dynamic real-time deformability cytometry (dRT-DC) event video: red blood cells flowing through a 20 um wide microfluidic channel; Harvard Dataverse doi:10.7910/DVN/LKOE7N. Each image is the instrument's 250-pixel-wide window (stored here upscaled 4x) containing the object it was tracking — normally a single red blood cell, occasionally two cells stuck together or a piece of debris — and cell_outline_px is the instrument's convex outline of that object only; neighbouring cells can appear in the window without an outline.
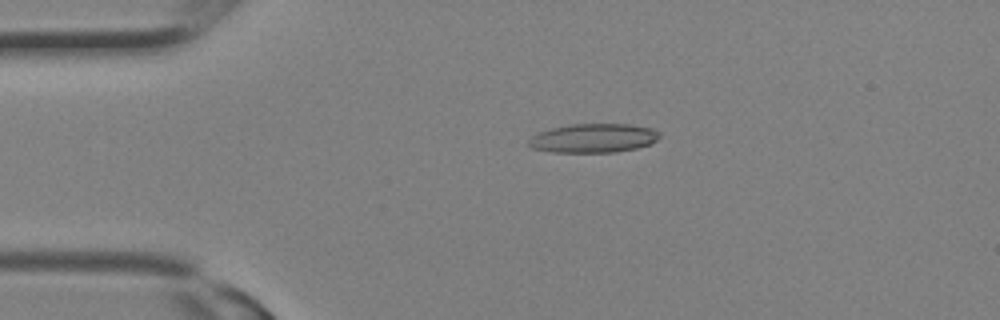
{"species": "Egyptian fruit bat (a non-hibernating species)", "species_latin": "Rousettus aegyptiacus", "temperature_condition": "room temperature", "stored_images_in_passage": 11, "camera_frame_rate_fps": 3000, "um_per_image_px": 0.085, "animal": {"sex": "female"}, "frame": {"image": 1, "passage_image": 5, "time_ms": 1.333, "image_size_px": [1000, 320], "cell_outline_px": [[660, 136], [652, 144], [636, 148], [616, 152], [552, 152], [532, 148], [528, 144], [528, 140], [536, 132], [568, 124], [628, 124], [652, 128], [660, 132]], "centroid_in_image_um": [50.44, 11.74], "position_along_channel_um": 34.6, "area_um2": 22.25}}
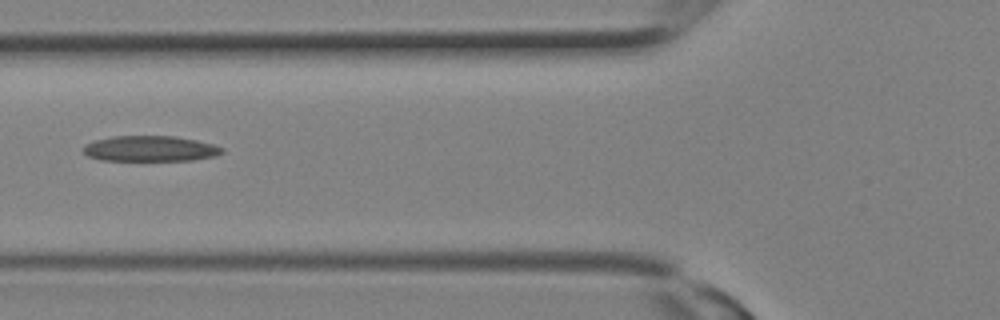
{"frame": {"image": 2, "passage_image": 10, "time_ms": 3.0, "image_size_px": [1000, 320], "cell_outline_px": [[224, 152], [216, 156], [192, 160], [100, 160], [88, 156], [84, 152], [84, 144], [96, 140], [112, 136], [172, 136], [196, 140], [212, 144], [224, 148]], "centroid_in_image_um": [12.77, 12.63], "position_along_channel_um": 113.0, "area_um2": 20.58}}